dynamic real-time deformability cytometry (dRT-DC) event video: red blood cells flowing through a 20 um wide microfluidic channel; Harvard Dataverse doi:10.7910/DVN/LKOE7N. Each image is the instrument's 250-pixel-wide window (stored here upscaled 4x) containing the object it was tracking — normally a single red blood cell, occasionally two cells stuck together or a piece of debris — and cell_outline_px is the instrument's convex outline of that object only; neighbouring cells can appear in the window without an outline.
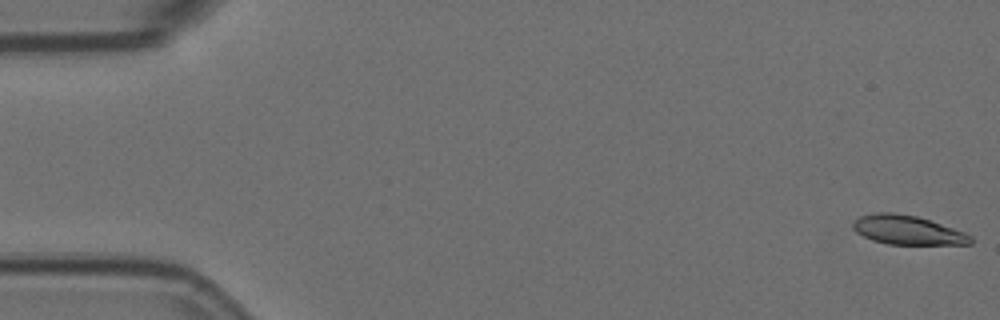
{"species": "Egyptian fruit bat (a non-hibernating species)", "species_latin": "Rousettus aegyptiacus", "temperature_condition": "room temperature", "stored_images_in_passage": 57, "camera_frame_rate_fps": 3000, "um_per_image_px": 0.085, "animal": {"sex": "female"}, "frame": {"image": 1, "passage_image": 1, "time_ms": 0.0, "image_size_px": [1000, 320], "cell_outline_px": [[972, 244], [888, 244], [872, 240], [856, 232], [852, 228], [852, 224], [860, 216], [876, 212], [892, 212], [916, 216], [964, 232], [972, 236]], "centroid_in_image_um": [77.11, 19.55], "position_along_channel_um": 7.9, "area_um2": 19.71}}
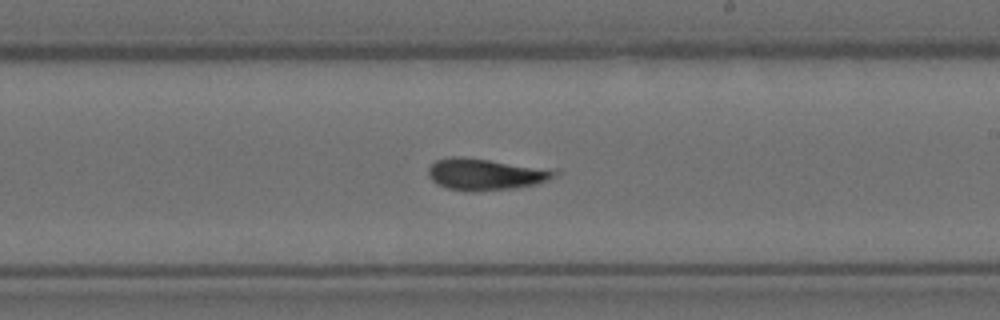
{"frame": {"image": 2, "passage_image": 33, "time_ms": 10.667, "image_size_px": [1000, 320], "cell_outline_px": [[560, 172], [548, 180], [536, 184], [516, 188], [472, 192], [468, 192], [448, 188], [436, 184], [428, 176], [428, 168], [436, 160], [452, 156], [456, 156], [560, 168]], "centroid_in_image_um": [41.36, 14.8], "position_along_channel_um": 247.6, "area_um2": 23.87}}
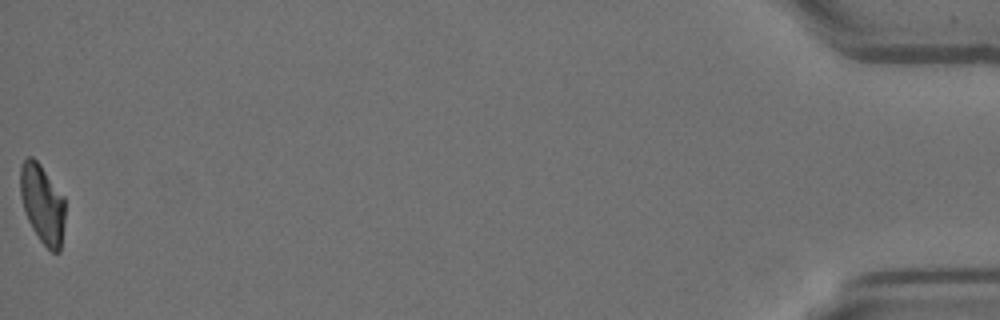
{"frame": {"image": 3, "passage_image": 57, "time_ms": 18.667, "image_size_px": [1000, 320], "cell_outline_px": [[64, 224], [60, 252], [52, 252], [40, 240], [32, 228], [24, 212], [20, 196], [20, 164], [28, 156], [32, 156], [40, 164], [64, 196]], "centroid_in_image_um": [3.59, 17.31], "position_along_channel_um": 431.6, "area_um2": 20.69}, "authors_computed_cell_mechanics": {"area_um2": 22.1374, "velocity_mm_per_s": 3.5674, "shape_relaxation_time_tau1_ms": 5.3176, "shape_relaxation_time_tau2_ms": 3.215, "deformation_change_tau1": 0.1802, "deformation_change_tau2": 0.1155}}